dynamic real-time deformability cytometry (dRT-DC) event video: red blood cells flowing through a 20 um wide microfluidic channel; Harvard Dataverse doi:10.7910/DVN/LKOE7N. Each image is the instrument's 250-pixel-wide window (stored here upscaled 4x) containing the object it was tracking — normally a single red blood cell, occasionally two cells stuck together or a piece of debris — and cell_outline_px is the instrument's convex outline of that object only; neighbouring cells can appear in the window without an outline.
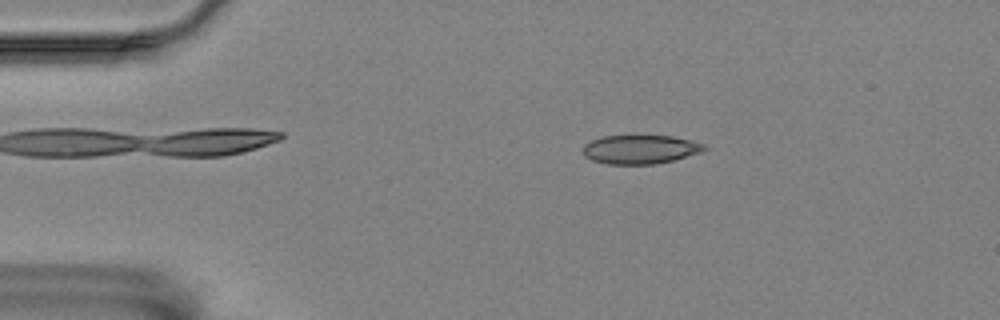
{"species": "Egyptian fruit bat (a non-hibernating species)", "species_latin": "Rousettus aegyptiacus", "temperature_condition": "room temperature", "stored_images_in_passage": 19, "camera_frame_rate_fps": 3000, "um_per_image_px": 0.085, "animal": {"sex": "female"}, "frame": {"image": 1, "passage_image": 9, "time_ms": 2.667, "image_size_px": [1000, 320], "cell_outline_px": [[708, 148], [700, 152], [672, 160], [656, 164], [608, 164], [592, 160], [584, 156], [584, 144], [592, 140], [604, 136], [672, 136], [692, 140], [708, 144]], "centroid_in_image_um": [54.45, 12.69], "position_along_channel_um": 30.5, "area_um2": 20.35}}
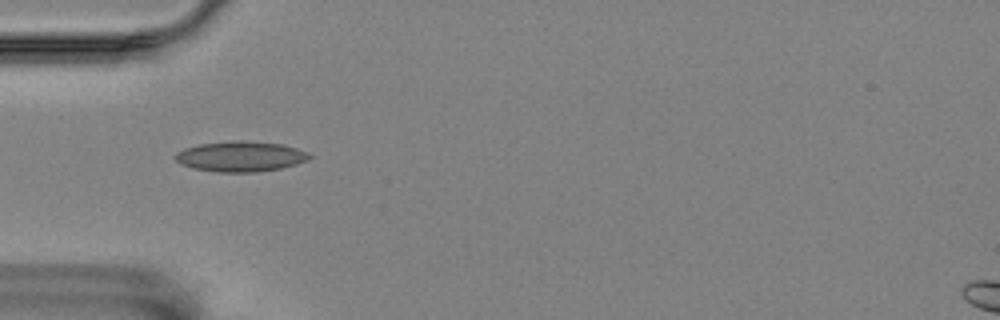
{"frame": {"image": 2, "passage_image": 16, "time_ms": 5.0, "image_size_px": [1000, 320], "cell_outline_px": [[312, 156], [308, 160], [296, 164], [280, 168], [256, 172], [216, 172], [192, 168], [180, 164], [172, 156], [176, 152], [184, 148], [200, 144], [232, 140], [240, 140], [280, 144], [296, 148], [308, 152]], "centroid_in_image_um": [20.41, 13.3], "position_along_channel_um": 64.6, "area_um2": 23.81}}